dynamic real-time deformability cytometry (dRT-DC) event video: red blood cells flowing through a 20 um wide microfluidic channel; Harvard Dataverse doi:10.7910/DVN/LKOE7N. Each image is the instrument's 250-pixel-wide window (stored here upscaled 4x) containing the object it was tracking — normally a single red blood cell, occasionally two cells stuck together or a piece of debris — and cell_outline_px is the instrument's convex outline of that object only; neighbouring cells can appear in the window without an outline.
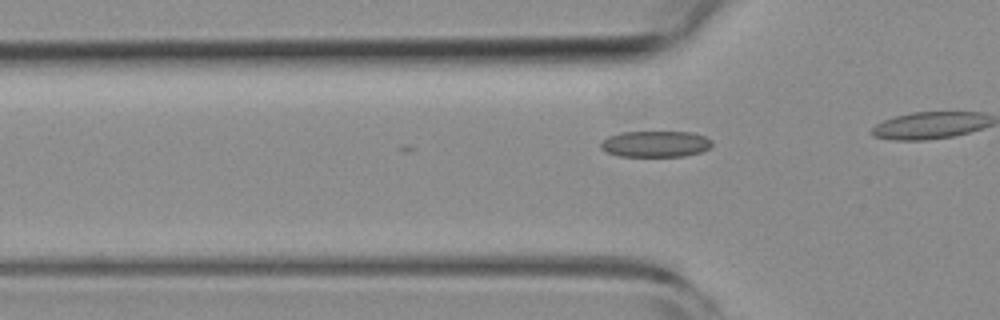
{"species": "common noctule bat (a hibernating species)", "species_latin": "Nyctalus noctula", "temperature_condition": "room temperature", "stored_images_in_passage": 7, "camera_frame_rate_fps": 3000, "um_per_image_px": 0.085, "animal": {"sex": "female", "body_mass_g": 19.3, "forearm_length_mm": 54.1}, "frame": {"image": 1, "passage_image": 4, "time_ms": 1.0, "image_size_px": [1000, 320], "cell_outline_px": [[712, 148], [700, 152], [684, 156], [620, 156], [608, 152], [600, 148], [600, 144], [608, 136], [620, 132], [692, 132], [704, 136], [712, 140]], "centroid_in_image_um": [55.74, 12.23], "position_along_channel_um": 70.1, "area_um2": 16.99}}